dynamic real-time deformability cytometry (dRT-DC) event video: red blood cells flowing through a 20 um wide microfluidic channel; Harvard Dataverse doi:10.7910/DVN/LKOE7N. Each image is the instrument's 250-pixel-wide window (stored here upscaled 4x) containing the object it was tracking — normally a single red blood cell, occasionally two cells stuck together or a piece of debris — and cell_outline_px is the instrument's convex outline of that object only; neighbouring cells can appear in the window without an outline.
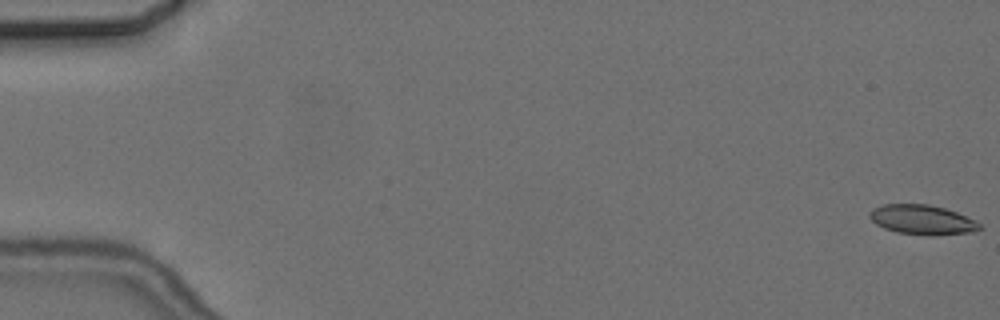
{"species": "common noctule bat (a hibernating species)", "species_latin": "Nyctalus noctula", "temperature_condition": "cold", "stored_images_in_passage": 16, "camera_frame_rate_fps": 3000, "um_per_image_px": 0.085, "animal": {"sex": "female", "body_mass_g": 24.6, "forearm_length_mm": 56.2}, "frame": {"image": 1, "passage_image": 1, "time_ms": 0.0, "image_size_px": [1000, 320], "cell_outline_px": [[980, 228], [976, 232], [928, 236], [896, 232], [884, 228], [876, 224], [868, 216], [868, 212], [872, 208], [880, 204], [928, 204], [944, 208], [956, 212], [980, 224]], "centroid_in_image_um": [78.33, 18.68], "position_along_channel_um": 6.7, "area_um2": 19.07}}
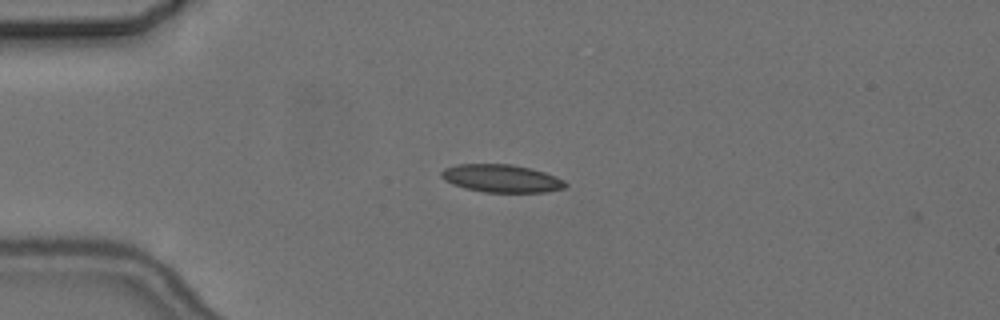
{"frame": {"image": 2, "passage_image": 15, "time_ms": 4.667, "image_size_px": [1000, 320], "cell_outline_px": [[568, 184], [564, 188], [544, 192], [484, 192], [464, 188], [452, 184], [444, 180], [440, 176], [440, 172], [444, 168], [456, 164], [512, 164], [544, 172], [556, 176], [564, 180]], "centroid_in_image_um": [42.59, 15.16], "position_along_channel_um": 42.4, "area_um2": 20.17}}